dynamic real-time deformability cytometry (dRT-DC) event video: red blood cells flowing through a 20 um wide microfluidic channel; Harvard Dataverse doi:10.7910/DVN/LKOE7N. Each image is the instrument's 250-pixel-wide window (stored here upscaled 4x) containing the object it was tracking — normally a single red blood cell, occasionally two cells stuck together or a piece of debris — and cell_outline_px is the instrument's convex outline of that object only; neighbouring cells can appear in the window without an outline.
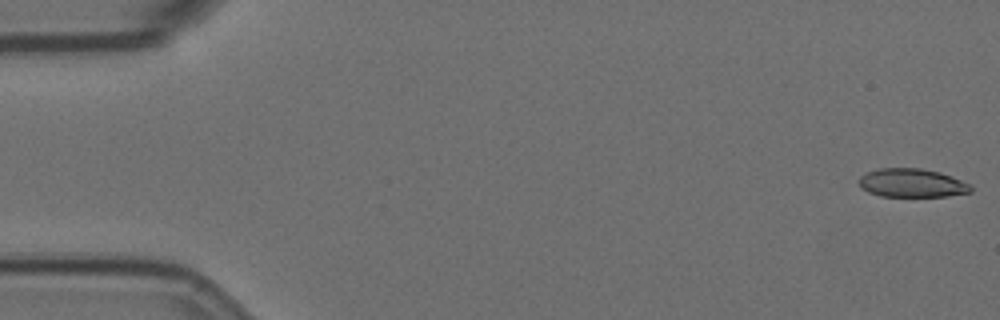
{"species": "Egyptian fruit bat (a non-hibernating species)", "species_latin": "Rousettus aegyptiacus", "temperature_condition": "room temperature", "stored_images_in_passage": 56, "camera_frame_rate_fps": 3000, "um_per_image_px": 0.085, "animal": {"sex": "female"}, "frame": {"image": 1, "passage_image": 1, "time_ms": 0.0, "image_size_px": [1000, 320], "cell_outline_px": [[972, 192], [948, 196], [880, 196], [868, 192], [860, 188], [856, 180], [860, 176], [868, 172], [880, 168], [920, 168], [940, 172], [952, 176], [972, 184]], "centroid_in_image_um": [77.51, 15.55], "position_along_channel_um": 7.5, "area_um2": 18.9}}
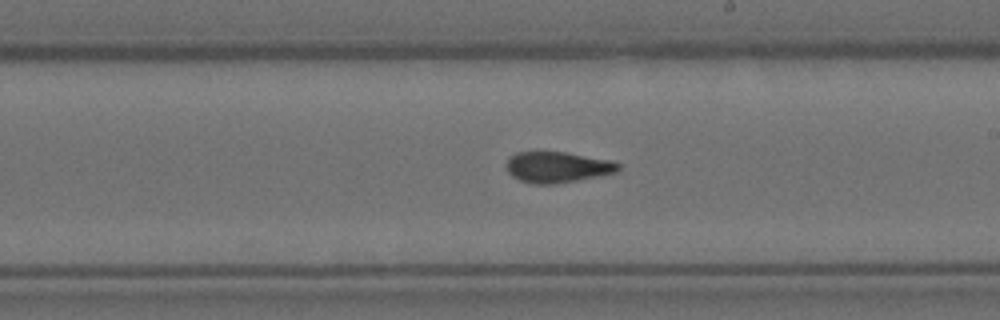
{"frame": {"image": 2, "passage_image": 32, "time_ms": 10.333, "image_size_px": [1000, 320], "cell_outline_px": [[620, 172], [600, 176], [556, 184], [532, 184], [520, 180], [512, 176], [508, 172], [508, 156], [516, 152], [564, 152], [612, 160], [620, 164]], "centroid_in_image_um": [47.42, 14.21], "position_along_channel_um": 241.6, "area_um2": 20.29}}
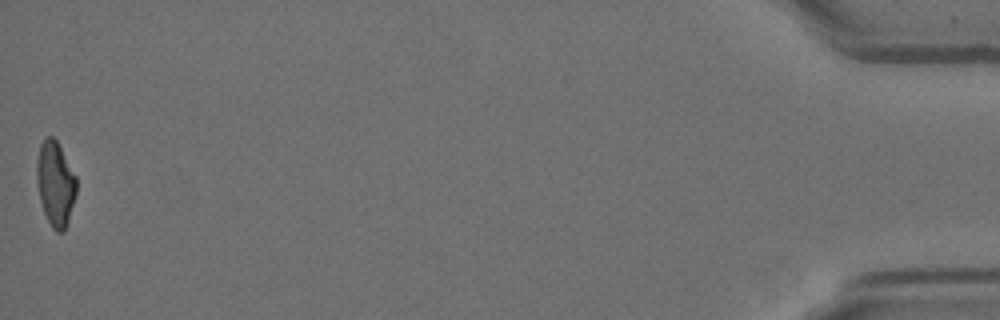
{"frame": {"image": 3, "passage_image": 56, "time_ms": 18.333, "image_size_px": [1000, 320], "cell_outline_px": [[76, 196], [64, 232], [56, 232], [52, 228], [44, 212], [40, 200], [36, 176], [36, 164], [40, 144], [48, 136], [52, 136], [56, 140], [76, 176]], "centroid_in_image_um": [4.7, 15.63], "position_along_channel_um": 430.5, "area_um2": 19.42}, "authors_computed_cell_mechanics": {"area_um2": 20.2589, "velocity_mm_per_s": 3.6169, "shape_relaxation_time_tau1_ms": null, "shape_relaxation_time_tau2_ms": 2.1712, "deformation_change_tau1": null, "deformation_change_tau2": 0.0979}}